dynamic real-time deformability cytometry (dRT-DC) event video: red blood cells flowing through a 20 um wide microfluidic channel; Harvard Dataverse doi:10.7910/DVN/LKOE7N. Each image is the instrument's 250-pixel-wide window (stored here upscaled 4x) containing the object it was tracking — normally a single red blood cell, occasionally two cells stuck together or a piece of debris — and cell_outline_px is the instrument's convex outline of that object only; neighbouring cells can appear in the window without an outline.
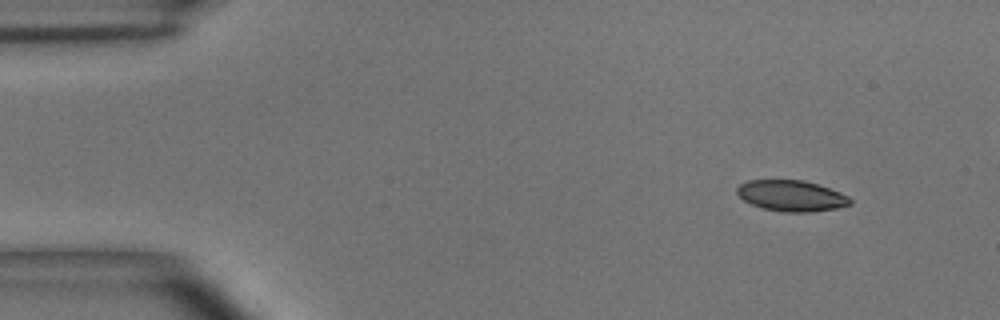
{"species": "common noctule bat (a hibernating species)", "species_latin": "Nyctalus noctula", "temperature_condition": "room temperature", "stored_images_in_passage": 5, "camera_frame_rate_fps": 3000, "um_per_image_px": 0.085, "animal": {"sex": "male", "body_mass_g": 15.6}, "frame": {"image": 1, "passage_image": 1, "time_ms": 0.0, "image_size_px": [1000, 320], "cell_outline_px": [[852, 204], [836, 208], [808, 212], [784, 212], [764, 208], [752, 204], [744, 200], [736, 192], [736, 188], [740, 184], [748, 180], [804, 180], [840, 192], [848, 196], [852, 200]], "centroid_in_image_um": [67.27, 16.64], "position_along_channel_um": 17.7, "area_um2": 20.23}}